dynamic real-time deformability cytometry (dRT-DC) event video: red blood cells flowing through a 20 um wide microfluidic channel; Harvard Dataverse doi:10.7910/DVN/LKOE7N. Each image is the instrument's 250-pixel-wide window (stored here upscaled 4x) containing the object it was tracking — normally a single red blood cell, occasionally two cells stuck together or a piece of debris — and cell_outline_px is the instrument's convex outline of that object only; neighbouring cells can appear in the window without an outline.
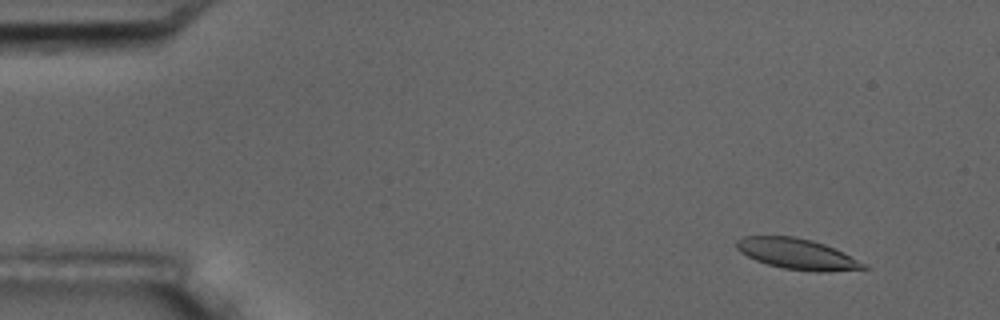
{"species": "common noctule bat (a hibernating species)", "species_latin": "Nyctalus noctula", "temperature_condition": "room temperature", "stored_images_in_passage": 6, "camera_frame_rate_fps": 3000, "um_per_image_px": 0.085, "animal": {"sex": "male", "body_mass_g": 17.5, "forearm_length_mm": 52.3}, "frame": {"image": 1, "passage_image": 2, "time_ms": 1.333, "image_size_px": [1000, 320], "cell_outline_px": [[868, 268], [820, 272], [816, 272], [784, 268], [768, 264], [756, 260], [740, 252], [736, 248], [736, 240], [744, 236], [796, 236], [812, 240], [824, 244], [868, 264]], "centroid_in_image_um": [67.74, 21.58], "position_along_channel_um": 17.3, "area_um2": 22.54}}